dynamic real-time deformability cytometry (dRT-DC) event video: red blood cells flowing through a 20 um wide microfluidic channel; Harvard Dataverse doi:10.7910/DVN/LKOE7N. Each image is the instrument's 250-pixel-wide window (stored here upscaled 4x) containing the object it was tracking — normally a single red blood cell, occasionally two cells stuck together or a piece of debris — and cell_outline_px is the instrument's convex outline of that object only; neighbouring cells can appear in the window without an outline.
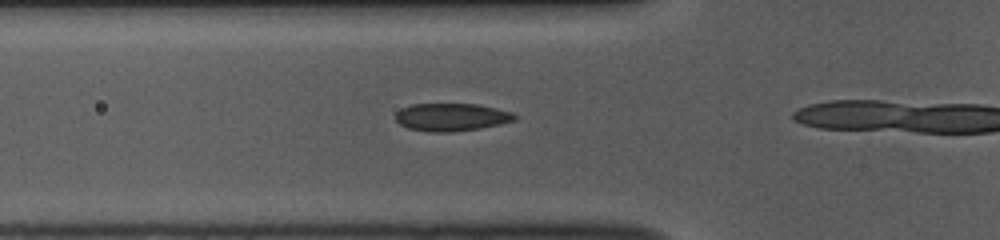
{"species": "common noctule bat (a hibernating species)", "species_latin": "Nyctalus noctula", "temperature_condition": "room temperature", "stored_images_in_passage": 7, "camera_frame_rate_fps": 3000, "um_per_image_px": 0.085, "animal": {"sex": "female", "body_mass_g": 10.0, "forearm_length_mm": 53.1}, "frame": {"image": 1, "passage_image": 3, "time_ms": 0.667, "image_size_px": [1000, 240], "cell_outline_px": [[520, 116], [516, 120], [500, 124], [480, 128], [452, 132], [432, 132], [408, 128], [400, 124], [396, 120], [396, 112], [400, 108], [412, 104], [476, 104], [496, 108], [512, 112]], "centroid_in_image_um": [38.4, 9.95], "position_along_channel_um": 87.4, "area_um2": 19.36}}
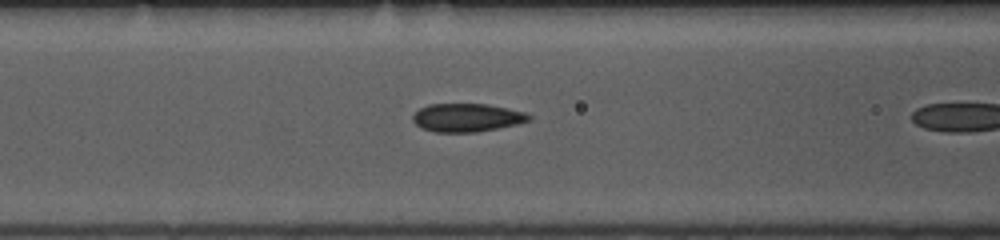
{"frame": {"image": 2, "passage_image": 6, "time_ms": 1.667, "image_size_px": [1000, 240], "cell_outline_px": [[532, 120], [516, 124], [476, 132], [436, 132], [420, 128], [412, 120], [412, 116], [420, 108], [428, 104], [488, 104], [524, 112], [532, 116]], "centroid_in_image_um": [39.67, 9.99], "position_along_channel_um": 126.9, "area_um2": 19.07}}